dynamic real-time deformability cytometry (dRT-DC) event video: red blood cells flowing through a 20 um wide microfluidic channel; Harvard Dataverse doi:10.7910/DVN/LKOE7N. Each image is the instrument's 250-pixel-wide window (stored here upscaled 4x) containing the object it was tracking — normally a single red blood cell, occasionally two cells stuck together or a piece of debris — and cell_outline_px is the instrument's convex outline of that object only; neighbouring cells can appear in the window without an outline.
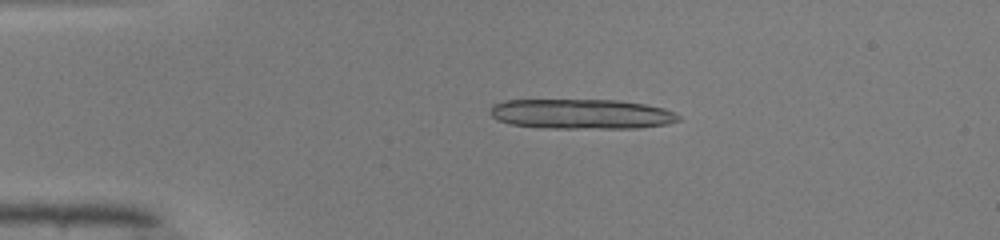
{"species": "common noctule bat (a hibernating species)", "species_latin": "Nyctalus noctula", "temperature_condition": "warm", "stored_images_in_passage": 48, "camera_frame_rate_fps": 3000, "um_per_image_px": 0.085, "animal": {"sex": "male", "body_mass_g": 19.0, "forearm_length_mm": 50.8}, "frame": {"image": 1, "passage_image": 10, "time_ms": 3.0, "image_size_px": [1000, 240], "cell_outline_px": [[680, 120], [668, 124], [636, 128], [548, 128], [508, 124], [492, 116], [492, 104], [504, 100], [616, 100], [644, 104], [664, 108], [676, 112], [680, 116]], "centroid_in_image_um": [49.46, 9.69], "position_along_channel_um": 35.5, "area_um2": 32.83}}
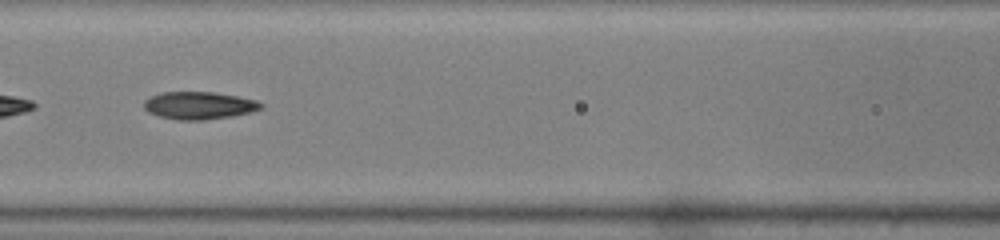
{"frame": {"image": 2, "passage_image": 22, "time_ms": 7.0, "image_size_px": [1000, 240], "cell_outline_px": [[264, 108], [252, 112], [232, 116], [204, 120], [176, 120], [160, 116], [148, 112], [144, 108], [144, 100], [160, 92], [216, 92], [256, 100], [264, 104]], "centroid_in_image_um": [16.94, 8.97], "position_along_channel_um": 149.7, "area_um2": 18.9}}
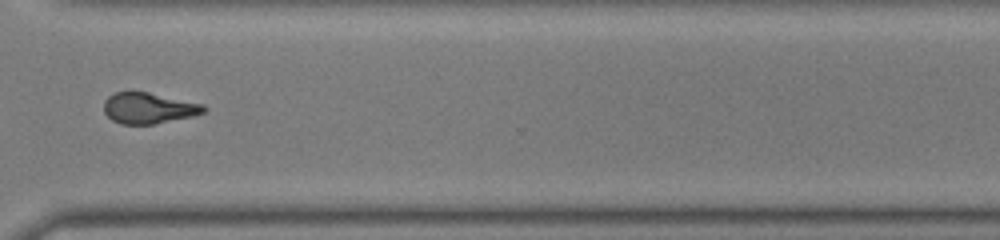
{"frame": {"image": 3, "passage_image": 37, "time_ms": 12.0, "image_size_px": [1000, 240], "cell_outline_px": [[208, 108], [204, 112], [192, 116], [152, 124], [120, 124], [112, 120], [104, 112], [104, 100], [108, 96], [116, 92], [148, 92], [204, 104]], "centroid_in_image_um": [12.63, 9.19], "position_along_channel_um": 358.0, "area_um2": 17.92}, "authors_computed_cell_mechanics": {"area_um2": 18.6983, "velocity_mm_per_s": 4.1607, "shape_relaxation_time_tau1_ms": 7.4228, "shape_relaxation_time_tau2_ms": 3.2763, "deformation_change_tau1": 0.1957, "deformation_change_tau2": 0.1183}}